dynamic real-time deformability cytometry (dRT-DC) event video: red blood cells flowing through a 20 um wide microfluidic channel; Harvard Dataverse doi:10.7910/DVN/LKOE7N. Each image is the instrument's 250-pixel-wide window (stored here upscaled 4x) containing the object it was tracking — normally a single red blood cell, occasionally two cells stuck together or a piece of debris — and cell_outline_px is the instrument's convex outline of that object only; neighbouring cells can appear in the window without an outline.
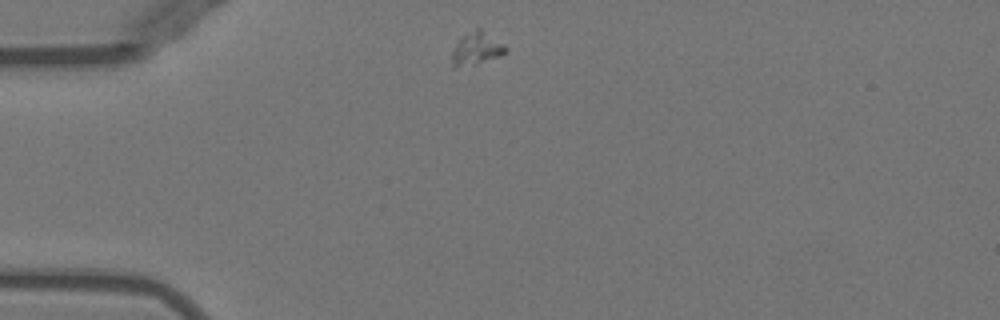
{"species": "Egyptian fruit bat (a non-hibernating species)", "species_latin": "Rousettus aegyptiacus", "temperature_condition": "warm", "stored_images_in_passage": 37, "camera_frame_rate_fps": 3000, "um_per_image_px": 0.085, "animal": {"sex": "female"}, "frame": {"image": 1, "passage_image": 1, "time_ms": 0.0, "image_size_px": [1000, 320], "cell_outline_px": [[508, 52], [500, 56], [476, 64], [456, 68], [452, 68], [452, 52], [456, 44], [464, 36], [476, 28], [480, 28], [504, 44], [508, 48]], "centroid_in_image_um": [40.53, 4.16], "position_along_channel_um": 44.5, "area_um2": 10.17}}